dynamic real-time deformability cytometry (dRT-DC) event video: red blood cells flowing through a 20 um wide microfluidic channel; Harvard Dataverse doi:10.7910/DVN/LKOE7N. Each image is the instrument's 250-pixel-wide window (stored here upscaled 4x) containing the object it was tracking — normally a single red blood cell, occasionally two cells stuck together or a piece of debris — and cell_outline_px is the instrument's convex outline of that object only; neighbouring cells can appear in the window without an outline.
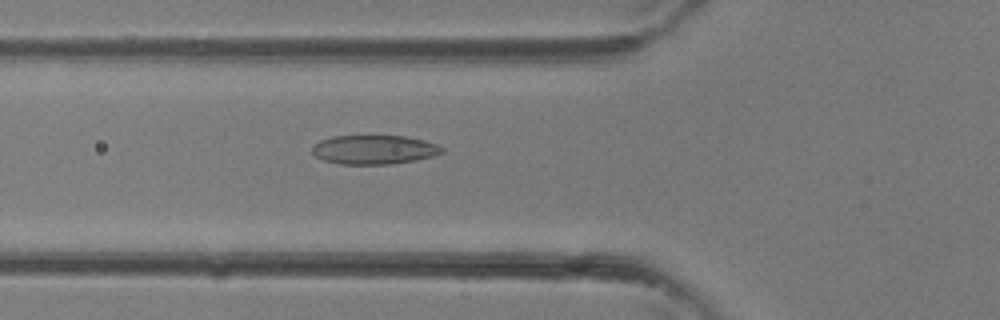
{"species": "common noctule bat (a hibernating species)", "species_latin": "Nyctalus noctula", "temperature_condition": "room temperature", "stored_images_in_passage": 36, "camera_frame_rate_fps": 3000, "um_per_image_px": 0.085, "animal": {"sex": "female"}, "frame": {"image": 1, "passage_image": 13, "time_ms": 4.0, "image_size_px": [1000, 320], "cell_outline_px": [[444, 152], [432, 156], [416, 160], [392, 164], [340, 164], [324, 160], [316, 156], [312, 152], [312, 144], [320, 140], [332, 136], [404, 136], [424, 140], [436, 144], [444, 148]], "centroid_in_image_um": [31.79, 12.72], "position_along_channel_um": 94.0, "area_um2": 22.02}}
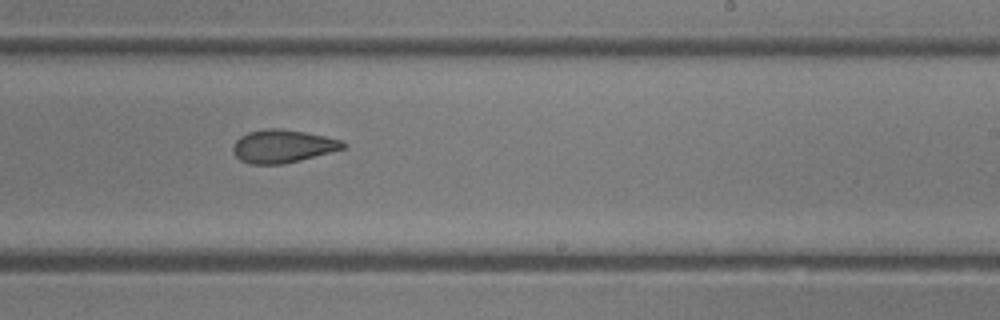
{"frame": {"image": 2, "passage_image": 22, "time_ms": 7.0, "image_size_px": [1000, 320], "cell_outline_px": [[344, 148], [300, 160], [284, 164], [252, 164], [240, 160], [232, 152], [232, 148], [236, 140], [240, 136], [248, 132], [268, 128], [280, 128], [304, 132], [324, 136], [340, 140], [344, 144]], "centroid_in_image_um": [23.97, 12.43], "position_along_channel_um": 265.0, "area_um2": 20.92}}
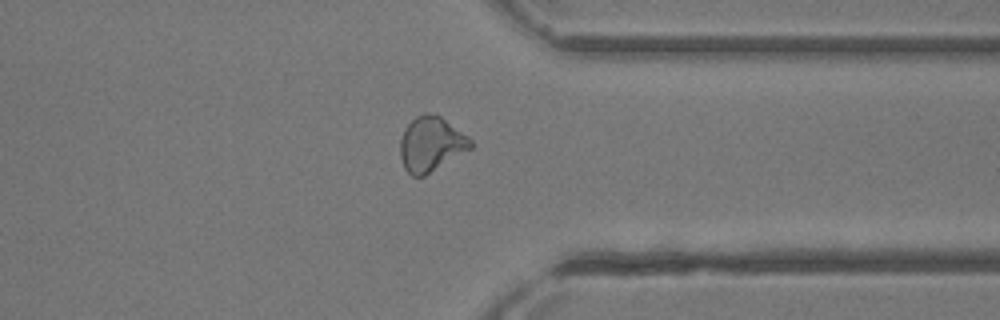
{"frame": {"image": 3, "passage_image": 28, "time_ms": 9.0, "image_size_px": [1000, 320], "cell_outline_px": [[472, 148], [424, 176], [412, 176], [404, 168], [400, 156], [400, 140], [404, 128], [416, 116], [424, 112], [428, 112], [440, 116], [468, 136], [472, 140]], "centroid_in_image_um": [36.62, 12.24], "position_along_channel_um": 374.8, "area_um2": 22.43}}